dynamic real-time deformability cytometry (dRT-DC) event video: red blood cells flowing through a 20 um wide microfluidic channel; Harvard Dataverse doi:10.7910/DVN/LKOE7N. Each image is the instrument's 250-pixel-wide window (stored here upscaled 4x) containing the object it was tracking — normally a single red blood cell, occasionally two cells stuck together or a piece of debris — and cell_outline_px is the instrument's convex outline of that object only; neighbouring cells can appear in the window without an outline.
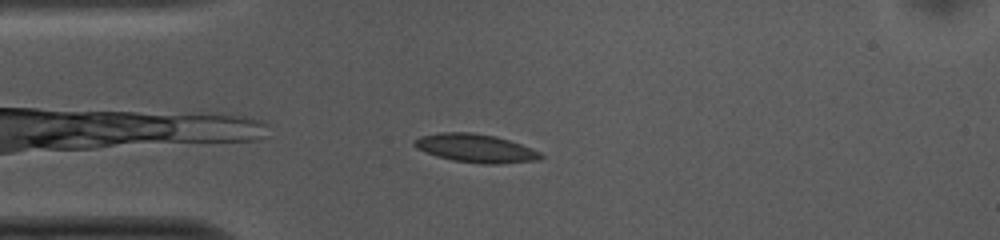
{"species": "common noctule bat (a hibernating species)", "species_latin": "Nyctalus noctula", "temperature_condition": "cold", "stored_images_in_passage": 42, "camera_frame_rate_fps": 3000, "um_per_image_px": 0.085, "animal": {"sex": "female", "body_mass_g": 10.0, "forearm_length_mm": 53.1}, "frame": {"image": 1, "passage_image": 2, "time_ms": 0.333, "image_size_px": [1000, 240], "cell_outline_px": [[544, 156], [540, 160], [496, 164], [484, 164], [452, 160], [436, 156], [416, 148], [412, 144], [412, 140], [420, 136], [440, 132], [472, 132], [496, 136], [520, 144], [540, 152]], "centroid_in_image_um": [40.39, 12.59], "position_along_channel_um": 44.6, "area_um2": 20.98}}
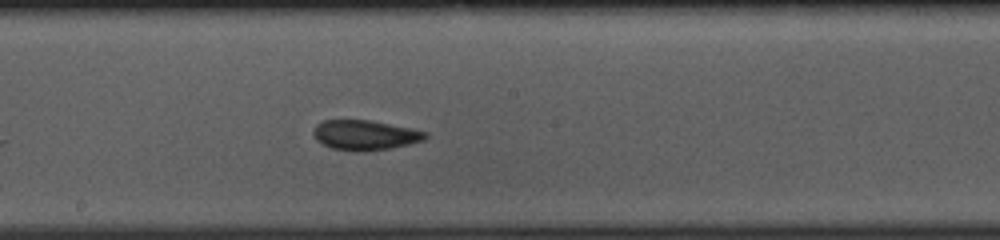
{"frame": {"image": 2, "passage_image": 17, "time_ms": 5.333, "image_size_px": [1000, 240], "cell_outline_px": [[428, 136], [424, 140], [408, 144], [388, 148], [364, 152], [356, 152], [332, 148], [316, 140], [312, 132], [316, 124], [324, 120], [372, 120], [428, 132]], "centroid_in_image_um": [31.01, 11.48], "position_along_channel_um": 217.2, "area_um2": 19.54}}
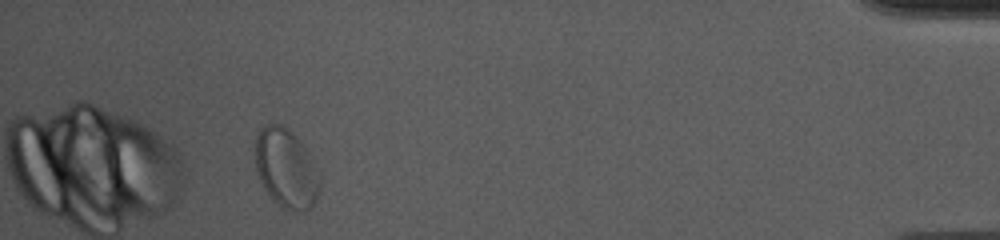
{"frame": {"image": 3, "passage_image": 38, "time_ms": 12.333, "image_size_px": [1000, 240], "cell_outline_px": [[320, 184], [316, 200], [308, 208], [280, 208], [272, 200], [264, 188], [260, 180], [256, 168], [252, 148], [256, 136], [260, 128], [264, 124], [280, 124], [292, 132], [304, 148], [320, 172]], "centroid_in_image_um": [24.26, 14.27], "position_along_channel_um": 410.9, "area_um2": 29.71}, "authors_computed_cell_mechanics": {"area_um2": 19.8832, "velocity_mm_per_s": 3.6928, "shape_relaxation_time_tau1_ms": 3.7613, "shape_relaxation_time_tau2_ms": 1.8413, "deformation_change_tau1": 0.0789, "deformation_change_tau2": 0.0714}}